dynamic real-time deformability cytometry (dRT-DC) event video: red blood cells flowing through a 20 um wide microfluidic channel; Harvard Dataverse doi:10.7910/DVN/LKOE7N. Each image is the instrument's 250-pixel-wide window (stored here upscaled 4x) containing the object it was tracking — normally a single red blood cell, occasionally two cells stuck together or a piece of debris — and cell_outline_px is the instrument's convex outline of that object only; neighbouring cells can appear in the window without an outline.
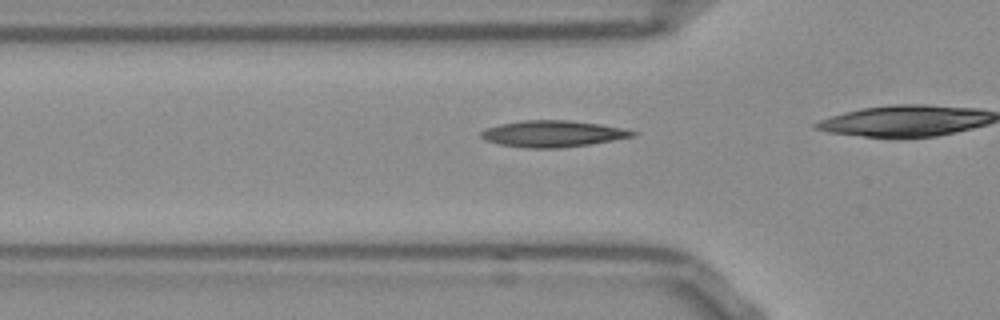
{"species": "Egyptian fruit bat (a non-hibernating species)", "species_latin": "Rousettus aegyptiacus", "temperature_condition": "room temperature", "stored_images_in_passage": 18, "camera_frame_rate_fps": 3000, "um_per_image_px": 0.085, "frame": {"image": 1, "passage_image": 13, "time_ms": 4.0, "image_size_px": [1000, 320], "cell_outline_px": [[640, 132], [636, 136], [588, 144], [560, 148], [524, 148], [500, 144], [484, 140], [480, 136], [480, 132], [484, 128], [500, 124], [520, 120], [568, 120], [600, 124]], "centroid_in_image_um": [46.95, 11.36], "position_along_channel_um": 78.9, "area_um2": 23.41}}
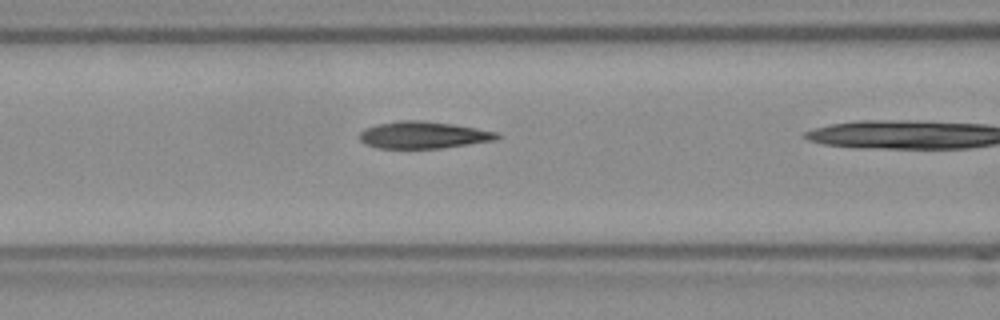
{"frame": {"image": 2, "passage_image": 17, "time_ms": 5.333, "image_size_px": [1000, 320], "cell_outline_px": [[500, 136], [496, 140], [440, 148], [380, 148], [364, 144], [360, 140], [360, 132], [364, 128], [376, 124], [396, 120], [420, 120], [452, 124], [500, 132]], "centroid_in_image_um": [35.96, 11.46], "position_along_channel_um": 130.6, "area_um2": 21.68}}